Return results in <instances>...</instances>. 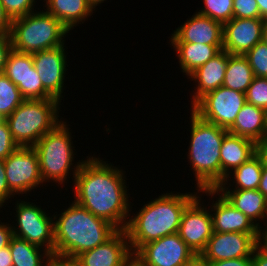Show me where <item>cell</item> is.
Instances as JSON below:
<instances>
[{"label":"cell","instance_id":"44dd1931","mask_svg":"<svg viewBox=\"0 0 267 266\" xmlns=\"http://www.w3.org/2000/svg\"><path fill=\"white\" fill-rule=\"evenodd\" d=\"M46 11L58 19L69 31L82 24L95 11L89 0H45Z\"/></svg>","mask_w":267,"mask_h":266},{"label":"cell","instance_id":"681fc988","mask_svg":"<svg viewBox=\"0 0 267 266\" xmlns=\"http://www.w3.org/2000/svg\"><path fill=\"white\" fill-rule=\"evenodd\" d=\"M123 266H145L137 257L132 255Z\"/></svg>","mask_w":267,"mask_h":266},{"label":"cell","instance_id":"9a60e30c","mask_svg":"<svg viewBox=\"0 0 267 266\" xmlns=\"http://www.w3.org/2000/svg\"><path fill=\"white\" fill-rule=\"evenodd\" d=\"M201 192L202 194L205 193L207 197L211 196V200L216 198L215 203L213 200L209 208L212 217L213 232L259 234L258 226L241 211L232 206L219 191L216 189H205L201 190Z\"/></svg>","mask_w":267,"mask_h":266},{"label":"cell","instance_id":"484cf974","mask_svg":"<svg viewBox=\"0 0 267 266\" xmlns=\"http://www.w3.org/2000/svg\"><path fill=\"white\" fill-rule=\"evenodd\" d=\"M254 78L253 70L244 55L228 53V62L222 86L245 93Z\"/></svg>","mask_w":267,"mask_h":266},{"label":"cell","instance_id":"db71d44e","mask_svg":"<svg viewBox=\"0 0 267 266\" xmlns=\"http://www.w3.org/2000/svg\"><path fill=\"white\" fill-rule=\"evenodd\" d=\"M96 8V6H99V4L104 3V1L107 0H89Z\"/></svg>","mask_w":267,"mask_h":266},{"label":"cell","instance_id":"3957f363","mask_svg":"<svg viewBox=\"0 0 267 266\" xmlns=\"http://www.w3.org/2000/svg\"><path fill=\"white\" fill-rule=\"evenodd\" d=\"M59 216V217H58ZM55 253L77 257L107 241L118 229L75 201L53 214Z\"/></svg>","mask_w":267,"mask_h":266},{"label":"cell","instance_id":"4fadbf2b","mask_svg":"<svg viewBox=\"0 0 267 266\" xmlns=\"http://www.w3.org/2000/svg\"><path fill=\"white\" fill-rule=\"evenodd\" d=\"M259 238L260 234L213 232L200 256L208 262L252 257Z\"/></svg>","mask_w":267,"mask_h":266},{"label":"cell","instance_id":"9c48e42d","mask_svg":"<svg viewBox=\"0 0 267 266\" xmlns=\"http://www.w3.org/2000/svg\"><path fill=\"white\" fill-rule=\"evenodd\" d=\"M245 103V93L220 86L202 96L190 109L201 119L228 130Z\"/></svg>","mask_w":267,"mask_h":266},{"label":"cell","instance_id":"7a4b0ae2","mask_svg":"<svg viewBox=\"0 0 267 266\" xmlns=\"http://www.w3.org/2000/svg\"><path fill=\"white\" fill-rule=\"evenodd\" d=\"M193 193H163L130 215L125 231L132 254L148 242L177 233L183 211L199 190Z\"/></svg>","mask_w":267,"mask_h":266},{"label":"cell","instance_id":"816d5d0a","mask_svg":"<svg viewBox=\"0 0 267 266\" xmlns=\"http://www.w3.org/2000/svg\"><path fill=\"white\" fill-rule=\"evenodd\" d=\"M262 221H264L263 223H261L259 226H258V230H259V234L261 235L264 231L267 230V202H266V208H265V213H264V217L262 219ZM264 225V227H262L261 225Z\"/></svg>","mask_w":267,"mask_h":266},{"label":"cell","instance_id":"f6af8a7d","mask_svg":"<svg viewBox=\"0 0 267 266\" xmlns=\"http://www.w3.org/2000/svg\"><path fill=\"white\" fill-rule=\"evenodd\" d=\"M0 266H13V259L9 246L0 249Z\"/></svg>","mask_w":267,"mask_h":266},{"label":"cell","instance_id":"5bb4252c","mask_svg":"<svg viewBox=\"0 0 267 266\" xmlns=\"http://www.w3.org/2000/svg\"><path fill=\"white\" fill-rule=\"evenodd\" d=\"M66 45L58 46L52 49L38 51L32 54L34 67L39 74L43 87L60 102L63 100L65 90L64 81L67 64L65 53Z\"/></svg>","mask_w":267,"mask_h":266},{"label":"cell","instance_id":"7c38bea8","mask_svg":"<svg viewBox=\"0 0 267 266\" xmlns=\"http://www.w3.org/2000/svg\"><path fill=\"white\" fill-rule=\"evenodd\" d=\"M133 255L145 266H186L197 256L178 233L148 242Z\"/></svg>","mask_w":267,"mask_h":266},{"label":"cell","instance_id":"7402d4cb","mask_svg":"<svg viewBox=\"0 0 267 266\" xmlns=\"http://www.w3.org/2000/svg\"><path fill=\"white\" fill-rule=\"evenodd\" d=\"M227 131L257 143L267 134L266 110L246 102Z\"/></svg>","mask_w":267,"mask_h":266},{"label":"cell","instance_id":"7bdbcfd3","mask_svg":"<svg viewBox=\"0 0 267 266\" xmlns=\"http://www.w3.org/2000/svg\"><path fill=\"white\" fill-rule=\"evenodd\" d=\"M252 259L253 266H267V252L259 245L253 250Z\"/></svg>","mask_w":267,"mask_h":266},{"label":"cell","instance_id":"c3c4849f","mask_svg":"<svg viewBox=\"0 0 267 266\" xmlns=\"http://www.w3.org/2000/svg\"><path fill=\"white\" fill-rule=\"evenodd\" d=\"M259 7L261 19L267 20V0H256Z\"/></svg>","mask_w":267,"mask_h":266},{"label":"cell","instance_id":"83f0119b","mask_svg":"<svg viewBox=\"0 0 267 266\" xmlns=\"http://www.w3.org/2000/svg\"><path fill=\"white\" fill-rule=\"evenodd\" d=\"M33 67L32 54L17 52L14 49L9 52L3 73L18 87L24 99L27 72Z\"/></svg>","mask_w":267,"mask_h":266},{"label":"cell","instance_id":"cb8c5ba5","mask_svg":"<svg viewBox=\"0 0 267 266\" xmlns=\"http://www.w3.org/2000/svg\"><path fill=\"white\" fill-rule=\"evenodd\" d=\"M170 45L176 51L181 71L187 77L223 49V45L200 43H170Z\"/></svg>","mask_w":267,"mask_h":266},{"label":"cell","instance_id":"f35d334b","mask_svg":"<svg viewBox=\"0 0 267 266\" xmlns=\"http://www.w3.org/2000/svg\"><path fill=\"white\" fill-rule=\"evenodd\" d=\"M12 50L10 35L0 36V73H3L9 52Z\"/></svg>","mask_w":267,"mask_h":266},{"label":"cell","instance_id":"5b68a950","mask_svg":"<svg viewBox=\"0 0 267 266\" xmlns=\"http://www.w3.org/2000/svg\"><path fill=\"white\" fill-rule=\"evenodd\" d=\"M69 126L67 121L62 120L33 146L38 156L43 183L53 181L52 183H58L63 187L71 175H73L74 182L75 176L84 162L82 159L75 165L73 163L76 154Z\"/></svg>","mask_w":267,"mask_h":266},{"label":"cell","instance_id":"8992f818","mask_svg":"<svg viewBox=\"0 0 267 266\" xmlns=\"http://www.w3.org/2000/svg\"><path fill=\"white\" fill-rule=\"evenodd\" d=\"M60 103L55 98L25 99L5 118L14 142L20 147H33L64 119L59 116Z\"/></svg>","mask_w":267,"mask_h":266},{"label":"cell","instance_id":"d6a6232c","mask_svg":"<svg viewBox=\"0 0 267 266\" xmlns=\"http://www.w3.org/2000/svg\"><path fill=\"white\" fill-rule=\"evenodd\" d=\"M54 98L44 87L35 67L28 70L26 76V99Z\"/></svg>","mask_w":267,"mask_h":266},{"label":"cell","instance_id":"f907efd6","mask_svg":"<svg viewBox=\"0 0 267 266\" xmlns=\"http://www.w3.org/2000/svg\"><path fill=\"white\" fill-rule=\"evenodd\" d=\"M259 246L267 252V230L260 235Z\"/></svg>","mask_w":267,"mask_h":266},{"label":"cell","instance_id":"bcb514c9","mask_svg":"<svg viewBox=\"0 0 267 266\" xmlns=\"http://www.w3.org/2000/svg\"><path fill=\"white\" fill-rule=\"evenodd\" d=\"M258 190L267 199V165H263L261 180L259 182Z\"/></svg>","mask_w":267,"mask_h":266},{"label":"cell","instance_id":"f5cc1de1","mask_svg":"<svg viewBox=\"0 0 267 266\" xmlns=\"http://www.w3.org/2000/svg\"><path fill=\"white\" fill-rule=\"evenodd\" d=\"M262 41L267 44V20H264L262 28Z\"/></svg>","mask_w":267,"mask_h":266},{"label":"cell","instance_id":"74e56055","mask_svg":"<svg viewBox=\"0 0 267 266\" xmlns=\"http://www.w3.org/2000/svg\"><path fill=\"white\" fill-rule=\"evenodd\" d=\"M48 266H83L76 257L52 253L48 259Z\"/></svg>","mask_w":267,"mask_h":266},{"label":"cell","instance_id":"277c9868","mask_svg":"<svg viewBox=\"0 0 267 266\" xmlns=\"http://www.w3.org/2000/svg\"><path fill=\"white\" fill-rule=\"evenodd\" d=\"M190 111L191 136L186 156L195 176L196 190L217 189L221 184L220 149L228 131Z\"/></svg>","mask_w":267,"mask_h":266},{"label":"cell","instance_id":"e575fe53","mask_svg":"<svg viewBox=\"0 0 267 266\" xmlns=\"http://www.w3.org/2000/svg\"><path fill=\"white\" fill-rule=\"evenodd\" d=\"M233 18L261 19L256 0H233Z\"/></svg>","mask_w":267,"mask_h":266},{"label":"cell","instance_id":"d6986e66","mask_svg":"<svg viewBox=\"0 0 267 266\" xmlns=\"http://www.w3.org/2000/svg\"><path fill=\"white\" fill-rule=\"evenodd\" d=\"M228 62V52L221 50L216 56L198 67L188 79L194 81V91L191 95V107L206 93L222 86Z\"/></svg>","mask_w":267,"mask_h":266},{"label":"cell","instance_id":"8d00e7d4","mask_svg":"<svg viewBox=\"0 0 267 266\" xmlns=\"http://www.w3.org/2000/svg\"><path fill=\"white\" fill-rule=\"evenodd\" d=\"M14 196L7 183L4 160L0 159V209L4 206V203H8V199L14 198Z\"/></svg>","mask_w":267,"mask_h":266},{"label":"cell","instance_id":"2e32d148","mask_svg":"<svg viewBox=\"0 0 267 266\" xmlns=\"http://www.w3.org/2000/svg\"><path fill=\"white\" fill-rule=\"evenodd\" d=\"M263 19L232 18L223 24V50L231 55H245L262 41Z\"/></svg>","mask_w":267,"mask_h":266},{"label":"cell","instance_id":"e0dca14e","mask_svg":"<svg viewBox=\"0 0 267 266\" xmlns=\"http://www.w3.org/2000/svg\"><path fill=\"white\" fill-rule=\"evenodd\" d=\"M169 43L223 45V24L196 12L173 31Z\"/></svg>","mask_w":267,"mask_h":266},{"label":"cell","instance_id":"60d3db41","mask_svg":"<svg viewBox=\"0 0 267 266\" xmlns=\"http://www.w3.org/2000/svg\"><path fill=\"white\" fill-rule=\"evenodd\" d=\"M11 226L12 225L7 222L2 223L0 219V249L9 246L10 241L14 236Z\"/></svg>","mask_w":267,"mask_h":266},{"label":"cell","instance_id":"ab89813d","mask_svg":"<svg viewBox=\"0 0 267 266\" xmlns=\"http://www.w3.org/2000/svg\"><path fill=\"white\" fill-rule=\"evenodd\" d=\"M210 266H253L252 257L209 262Z\"/></svg>","mask_w":267,"mask_h":266},{"label":"cell","instance_id":"ac0fdd59","mask_svg":"<svg viewBox=\"0 0 267 266\" xmlns=\"http://www.w3.org/2000/svg\"><path fill=\"white\" fill-rule=\"evenodd\" d=\"M125 230H117L107 241L76 258L83 266H123L132 256Z\"/></svg>","mask_w":267,"mask_h":266},{"label":"cell","instance_id":"1f68e13d","mask_svg":"<svg viewBox=\"0 0 267 266\" xmlns=\"http://www.w3.org/2000/svg\"><path fill=\"white\" fill-rule=\"evenodd\" d=\"M245 97L247 103L267 110V78L254 77Z\"/></svg>","mask_w":267,"mask_h":266},{"label":"cell","instance_id":"ffe728a7","mask_svg":"<svg viewBox=\"0 0 267 266\" xmlns=\"http://www.w3.org/2000/svg\"><path fill=\"white\" fill-rule=\"evenodd\" d=\"M256 154V143L245 137L227 133L221 144V183L234 169Z\"/></svg>","mask_w":267,"mask_h":266},{"label":"cell","instance_id":"d590c367","mask_svg":"<svg viewBox=\"0 0 267 266\" xmlns=\"http://www.w3.org/2000/svg\"><path fill=\"white\" fill-rule=\"evenodd\" d=\"M18 145L14 142L8 123L5 119L0 121V159H6Z\"/></svg>","mask_w":267,"mask_h":266},{"label":"cell","instance_id":"f1b7e54d","mask_svg":"<svg viewBox=\"0 0 267 266\" xmlns=\"http://www.w3.org/2000/svg\"><path fill=\"white\" fill-rule=\"evenodd\" d=\"M24 100L18 87L4 73H0V116L5 119Z\"/></svg>","mask_w":267,"mask_h":266},{"label":"cell","instance_id":"836d02e7","mask_svg":"<svg viewBox=\"0 0 267 266\" xmlns=\"http://www.w3.org/2000/svg\"><path fill=\"white\" fill-rule=\"evenodd\" d=\"M11 20L34 12L37 0H0Z\"/></svg>","mask_w":267,"mask_h":266},{"label":"cell","instance_id":"7dc6e473","mask_svg":"<svg viewBox=\"0 0 267 266\" xmlns=\"http://www.w3.org/2000/svg\"><path fill=\"white\" fill-rule=\"evenodd\" d=\"M186 266H210V263L197 255Z\"/></svg>","mask_w":267,"mask_h":266},{"label":"cell","instance_id":"d4e9b609","mask_svg":"<svg viewBox=\"0 0 267 266\" xmlns=\"http://www.w3.org/2000/svg\"><path fill=\"white\" fill-rule=\"evenodd\" d=\"M262 169V160L257 154H255L247 162L243 163L241 166L237 167L231 173H229V175H227L225 180L220 184L218 188H230L233 185V190L258 189L259 182L261 180ZM232 180L233 184H231Z\"/></svg>","mask_w":267,"mask_h":266},{"label":"cell","instance_id":"b9f144b4","mask_svg":"<svg viewBox=\"0 0 267 266\" xmlns=\"http://www.w3.org/2000/svg\"><path fill=\"white\" fill-rule=\"evenodd\" d=\"M12 20L5 13V10L0 2V36L10 35Z\"/></svg>","mask_w":267,"mask_h":266},{"label":"cell","instance_id":"603a6c76","mask_svg":"<svg viewBox=\"0 0 267 266\" xmlns=\"http://www.w3.org/2000/svg\"><path fill=\"white\" fill-rule=\"evenodd\" d=\"M216 190L253 223L257 226L260 225L264 217L267 199L258 189L232 190L231 188H217Z\"/></svg>","mask_w":267,"mask_h":266},{"label":"cell","instance_id":"4316f807","mask_svg":"<svg viewBox=\"0 0 267 266\" xmlns=\"http://www.w3.org/2000/svg\"><path fill=\"white\" fill-rule=\"evenodd\" d=\"M9 247L13 266H48L50 253L39 246L13 236Z\"/></svg>","mask_w":267,"mask_h":266},{"label":"cell","instance_id":"6da1fadb","mask_svg":"<svg viewBox=\"0 0 267 266\" xmlns=\"http://www.w3.org/2000/svg\"><path fill=\"white\" fill-rule=\"evenodd\" d=\"M86 158L72 183L74 201L118 230H125L132 213L125 171L95 155Z\"/></svg>","mask_w":267,"mask_h":266},{"label":"cell","instance_id":"4dcf8cb0","mask_svg":"<svg viewBox=\"0 0 267 266\" xmlns=\"http://www.w3.org/2000/svg\"><path fill=\"white\" fill-rule=\"evenodd\" d=\"M253 70L254 77L267 78V44L258 42L244 55Z\"/></svg>","mask_w":267,"mask_h":266},{"label":"cell","instance_id":"ee69618b","mask_svg":"<svg viewBox=\"0 0 267 266\" xmlns=\"http://www.w3.org/2000/svg\"><path fill=\"white\" fill-rule=\"evenodd\" d=\"M256 154L261 158L263 165H267V134L256 143Z\"/></svg>","mask_w":267,"mask_h":266},{"label":"cell","instance_id":"ba28073f","mask_svg":"<svg viewBox=\"0 0 267 266\" xmlns=\"http://www.w3.org/2000/svg\"><path fill=\"white\" fill-rule=\"evenodd\" d=\"M19 200L15 203L14 217L17 223L11 224L13 235L45 248L50 254L55 253L53 215L46 213L41 209V205H36L35 202Z\"/></svg>","mask_w":267,"mask_h":266},{"label":"cell","instance_id":"f546056e","mask_svg":"<svg viewBox=\"0 0 267 266\" xmlns=\"http://www.w3.org/2000/svg\"><path fill=\"white\" fill-rule=\"evenodd\" d=\"M203 3L204 8L197 11L198 14L222 24L233 18V0H203Z\"/></svg>","mask_w":267,"mask_h":266},{"label":"cell","instance_id":"8fae6325","mask_svg":"<svg viewBox=\"0 0 267 266\" xmlns=\"http://www.w3.org/2000/svg\"><path fill=\"white\" fill-rule=\"evenodd\" d=\"M202 200L201 190L186 206L181 216L178 235L196 255H200L213 234L210 209Z\"/></svg>","mask_w":267,"mask_h":266},{"label":"cell","instance_id":"52a82bcc","mask_svg":"<svg viewBox=\"0 0 267 266\" xmlns=\"http://www.w3.org/2000/svg\"><path fill=\"white\" fill-rule=\"evenodd\" d=\"M44 11L34 12L12 20L10 37L12 49L33 54L65 44L70 31L54 16Z\"/></svg>","mask_w":267,"mask_h":266},{"label":"cell","instance_id":"30bf717a","mask_svg":"<svg viewBox=\"0 0 267 266\" xmlns=\"http://www.w3.org/2000/svg\"><path fill=\"white\" fill-rule=\"evenodd\" d=\"M4 167L9 189L14 195L26 196L36 187L46 185L43 184L38 156L33 147L18 146L4 159Z\"/></svg>","mask_w":267,"mask_h":266}]
</instances>
